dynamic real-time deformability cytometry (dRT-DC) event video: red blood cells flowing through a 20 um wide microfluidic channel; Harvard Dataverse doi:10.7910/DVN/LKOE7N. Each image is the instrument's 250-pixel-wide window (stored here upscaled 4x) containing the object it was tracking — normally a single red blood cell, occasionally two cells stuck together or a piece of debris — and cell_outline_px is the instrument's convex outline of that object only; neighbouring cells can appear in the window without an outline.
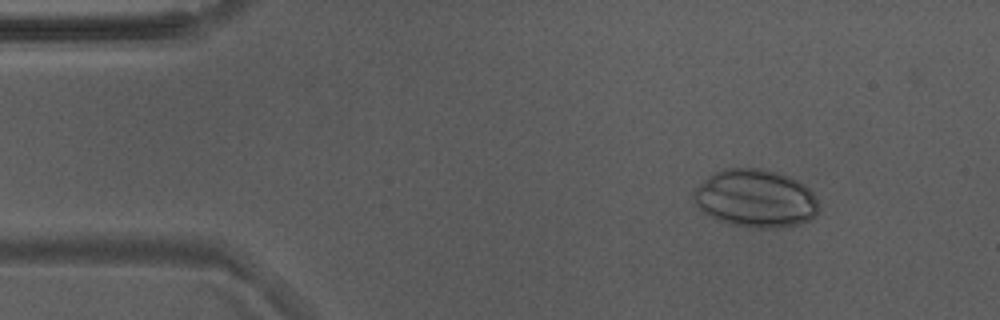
{"species": "Egyptian fruit bat (a non-hibernating species)", "species_latin": "Rousettus aegyptiacus", "temperature_condition": "warm", "stored_images_in_passage": 52, "camera_frame_rate_fps": 3000, "um_per_image_px": 0.085, "animal": {"sex": "male"}, "frame": {"image": 1, "passage_image": 6, "time_ms": 1.667, "image_size_px": [1000, 320], "cell_outline_px": [[820, 208], [816, 216], [800, 224], [780, 228], [756, 228], [732, 224], [708, 216], [692, 200], [692, 192], [708, 176], [724, 168], [760, 168], [776, 172], [788, 176], [804, 184], [812, 192]], "centroid_in_image_um": [64.22, 16.87], "position_along_channel_um": 20.8, "area_um2": 42.31}}
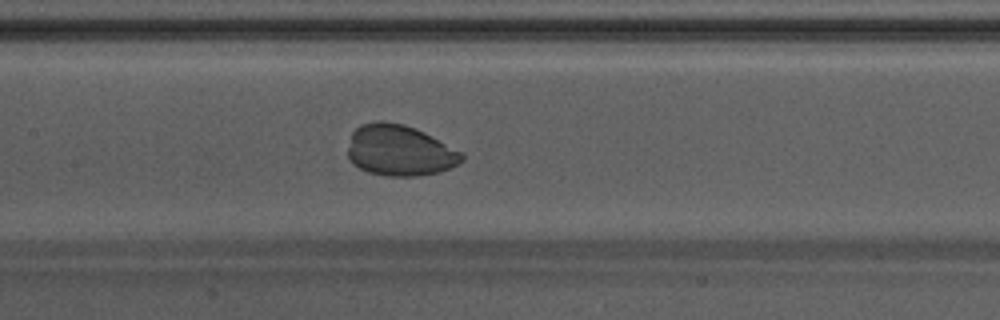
{"frame": {"image": 2, "passage_image": 24, "time_ms": 7.667, "image_size_px": [1000, 320], "cell_outline_px": [[464, 160], [460, 164], [440, 172], [416, 176], [384, 176], [368, 172], [352, 164], [348, 156], [348, 148], [352, 132], [360, 124], [380, 120], [404, 124], [416, 128], [424, 132], [460, 152], [464, 156]], "centroid_in_image_um": [33.95, 12.79], "position_along_channel_um": 173.5, "area_um2": 33.93}}
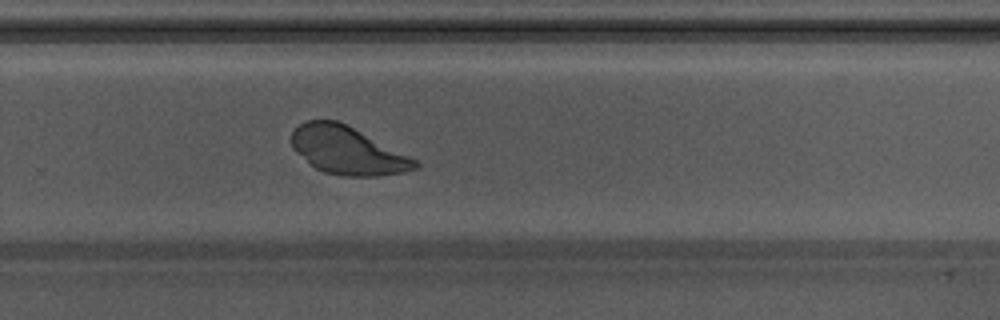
{"frame": {"image": 3, "passage_image": 34, "time_ms": 11.0, "image_size_px": [1000, 320], "cell_outline_px": [[420, 168], [404, 172], [376, 176], [344, 176], [324, 172], [316, 168], [296, 152], [292, 148], [292, 132], [300, 124], [308, 120], [336, 120], [416, 160], [420, 164]], "centroid_in_image_um": [29.51, 12.81], "position_along_channel_um": 300.3, "area_um2": 33.64}}